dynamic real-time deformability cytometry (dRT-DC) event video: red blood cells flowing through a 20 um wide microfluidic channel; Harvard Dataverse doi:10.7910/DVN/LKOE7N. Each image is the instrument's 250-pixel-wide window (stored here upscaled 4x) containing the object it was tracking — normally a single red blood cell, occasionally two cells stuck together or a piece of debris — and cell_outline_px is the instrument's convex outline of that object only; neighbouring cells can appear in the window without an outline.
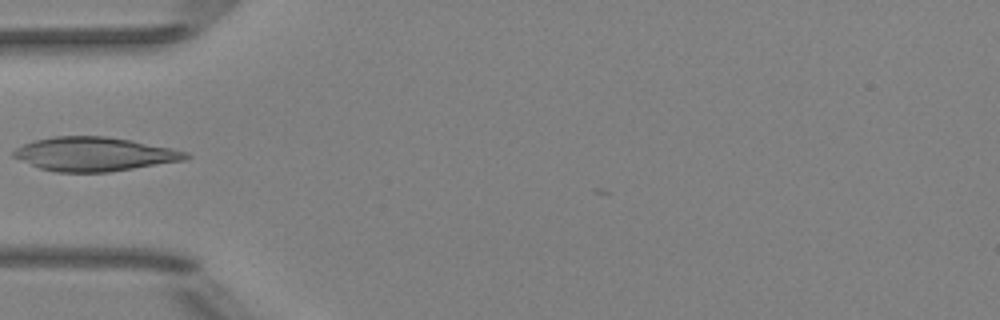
{"species": "Egyptian fruit bat (a non-hibernating species)", "species_latin": "Rousettus aegyptiacus", "temperature_condition": "room temperature", "stored_images_in_passage": 8, "camera_frame_rate_fps": 3000, "um_per_image_px": 0.085, "animal": {"sex": "female"}, "frame": {"image": 1, "passage_image": 6, "time_ms": 6.667, "image_size_px": [1000, 320], "cell_outline_px": [[192, 156], [184, 160], [108, 172], [56, 172], [40, 168], [12, 156], [12, 152], [16, 148], [24, 144], [36, 140], [56, 136], [104, 136], [132, 140], [188, 152]], "centroid_in_image_um": [8.02, 13.1], "position_along_channel_um": 77.0, "area_um2": 33.7}}
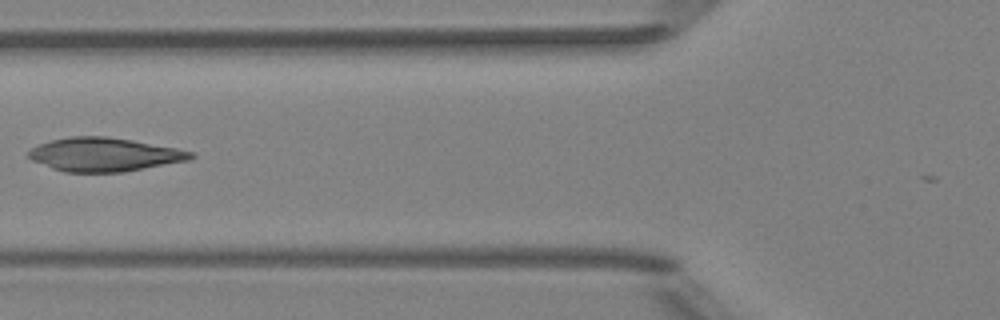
{"frame": {"image": 2, "passage_image": 7, "time_ms": 7.667, "image_size_px": [1000, 320], "cell_outline_px": [[196, 156], [188, 160], [124, 172], [64, 172], [52, 168], [32, 160], [28, 156], [28, 152], [32, 148], [40, 144], [52, 140], [72, 136], [104, 136], [132, 140], [176, 148], [196, 152]], "centroid_in_image_um": [8.89, 13.14], "position_along_channel_um": 116.9, "area_um2": 31.62}}